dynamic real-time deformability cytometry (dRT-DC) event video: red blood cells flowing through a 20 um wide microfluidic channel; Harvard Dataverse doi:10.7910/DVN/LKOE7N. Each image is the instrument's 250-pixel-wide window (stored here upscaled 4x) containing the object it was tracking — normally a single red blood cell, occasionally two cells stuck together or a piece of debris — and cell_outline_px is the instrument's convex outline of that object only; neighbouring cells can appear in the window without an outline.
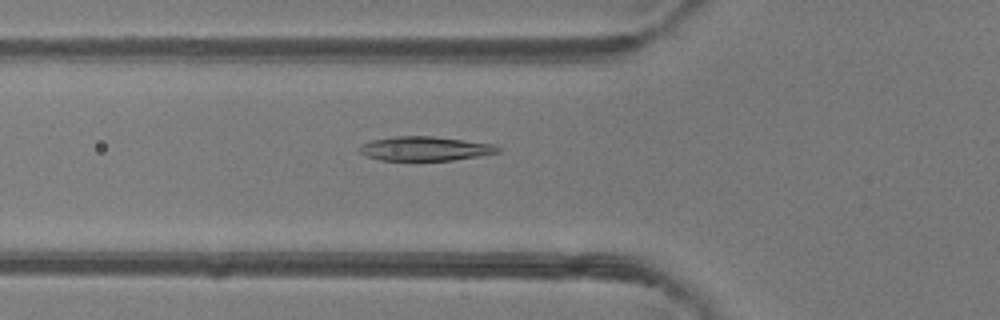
{"species": "common noctule bat (a hibernating species)", "species_latin": "Nyctalus noctula", "temperature_condition": "room temperature", "stored_images_in_passage": 46, "camera_frame_rate_fps": 3000, "um_per_image_px": 0.085, "animal": {"sex": "female"}, "frame": {"image": 1, "passage_image": 15, "time_ms": 4.667, "image_size_px": [1000, 320], "cell_outline_px": [[500, 152], [452, 160], [380, 160], [368, 156], [360, 152], [356, 148], [360, 144], [372, 140], [396, 136], [432, 136], [492, 144], [500, 148]], "centroid_in_image_um": [36.06, 12.63], "position_along_channel_um": 89.7, "area_um2": 19.31}}
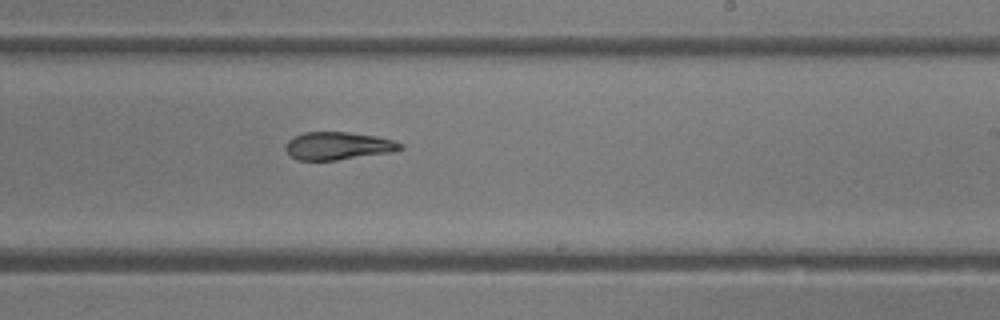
{"frame": {"image": 2, "passage_image": 27, "time_ms": 8.667, "image_size_px": [1000, 320], "cell_outline_px": [[404, 148], [392, 152], [336, 160], [296, 160], [284, 148], [288, 140], [292, 136], [304, 132], [348, 132], [376, 136], [392, 140], [404, 144]], "centroid_in_image_um": [28.73, 12.39], "position_along_channel_um": 260.3, "area_um2": 18.61}}
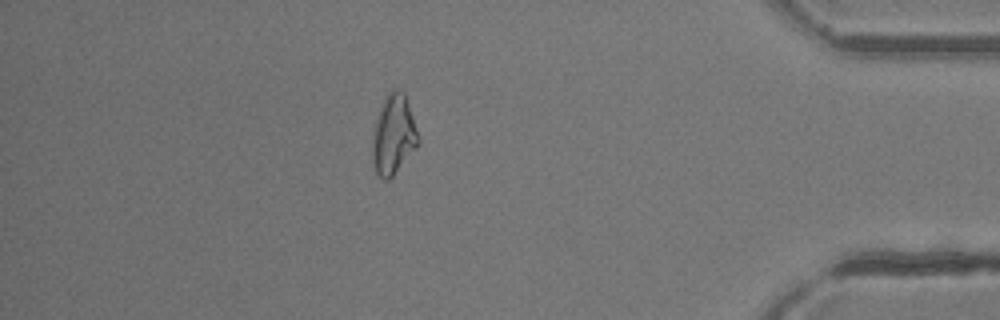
{"frame": {"image": 3, "passage_image": 40, "time_ms": 13.0, "image_size_px": [1000, 320], "cell_outline_px": [[420, 144], [392, 176], [388, 180], [384, 180], [376, 176], [372, 160], [372, 140], [376, 116], [380, 104], [388, 92], [392, 88], [396, 88], [404, 92], [420, 136]], "centroid_in_image_um": [33.44, 11.44], "position_along_channel_um": 401.8, "area_um2": 21.79}, "authors_computed_cell_mechanics": {"area_um2": 19.7965, "velocity_mm_per_s": 4.2544, "shape_relaxation_time_tau1_ms": 7.102, "shape_relaxation_time_tau2_ms": 4.4053, "deformation_change_tau1": 0.2136, "deformation_change_tau2": 0.1283}}